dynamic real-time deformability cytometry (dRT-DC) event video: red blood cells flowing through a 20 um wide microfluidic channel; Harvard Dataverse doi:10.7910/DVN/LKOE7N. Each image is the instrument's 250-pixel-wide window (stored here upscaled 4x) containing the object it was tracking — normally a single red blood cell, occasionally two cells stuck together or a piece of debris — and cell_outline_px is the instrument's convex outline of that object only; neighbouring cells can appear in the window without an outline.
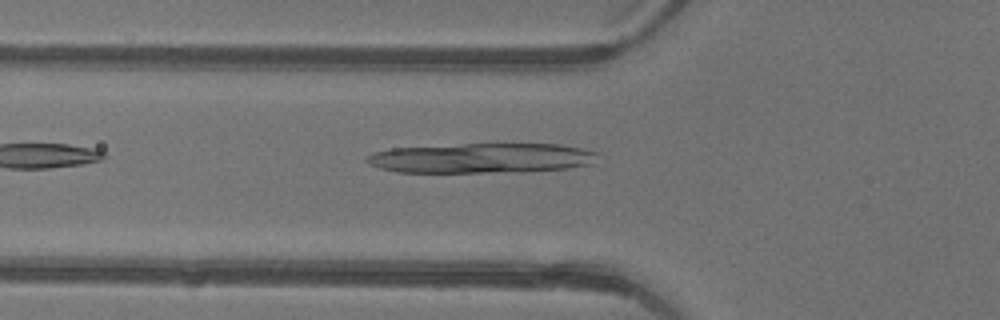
{"species": "common noctule bat (a hibernating species)", "species_latin": "Nyctalus noctula", "temperature_condition": "warm", "stored_images_in_passage": 4, "camera_frame_rate_fps": 3000, "um_per_image_px": 0.085, "animal": {"sex": "female"}, "frame": {"image": 1, "passage_image": 4, "time_ms": 1.0, "image_size_px": [1000, 320], "cell_outline_px": [[596, 152], [592, 164], [568, 168], [520, 172], [396, 172], [380, 168], [368, 164], [364, 160], [368, 156], [376, 152], [392, 148], [464, 144], [560, 144], [580, 148]], "centroid_in_image_um": [40.9, 13.44], "position_along_channel_um": 84.9, "area_um2": 40.06}}